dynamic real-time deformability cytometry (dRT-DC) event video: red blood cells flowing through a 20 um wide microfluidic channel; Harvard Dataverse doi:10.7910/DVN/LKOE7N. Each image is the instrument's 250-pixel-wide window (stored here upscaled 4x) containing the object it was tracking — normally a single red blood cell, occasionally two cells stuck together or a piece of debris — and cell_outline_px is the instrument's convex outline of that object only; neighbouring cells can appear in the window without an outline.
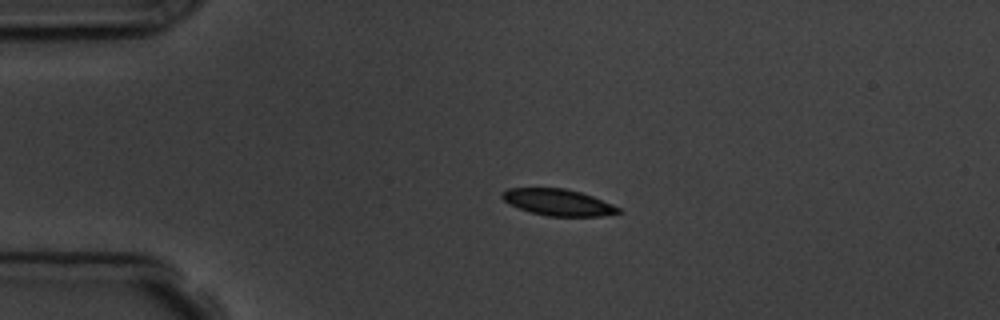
{"species": "common noctule bat (a hibernating species)", "species_latin": "Nyctalus noctula", "temperature_condition": "room temperature", "stored_images_in_passage": 4, "camera_frame_rate_fps": 3000, "um_per_image_px": 0.085, "animal": {"sex": "male", "body_mass_g": 19.5, "forearm_length_mm": 54.6}, "frame": {"image": 1, "passage_image": 3, "time_ms": 2.333, "image_size_px": [1000, 320], "cell_outline_px": [[624, 212], [600, 216], [548, 216], [528, 212], [508, 204], [500, 196], [500, 192], [508, 188], [564, 188], [580, 192], [592, 196], [612, 204], [620, 208]], "centroid_in_image_um": [47.4, 17.2], "position_along_channel_um": 37.6, "area_um2": 18.09}}